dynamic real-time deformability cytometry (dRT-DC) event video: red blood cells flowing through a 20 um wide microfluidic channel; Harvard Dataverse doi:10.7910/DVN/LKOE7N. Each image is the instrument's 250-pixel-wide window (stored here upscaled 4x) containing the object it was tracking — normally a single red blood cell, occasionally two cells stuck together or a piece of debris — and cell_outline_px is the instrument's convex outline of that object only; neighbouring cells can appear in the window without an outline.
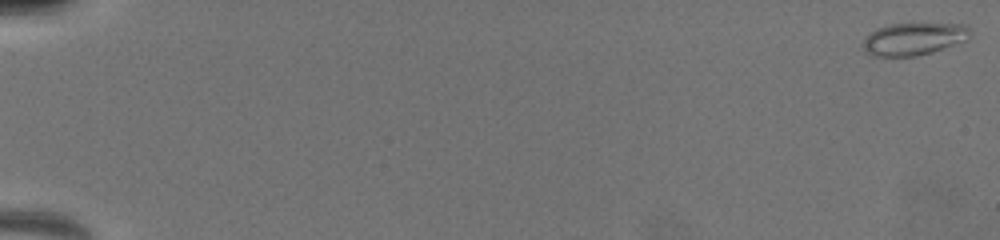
{"species": "common noctule bat (a hibernating species)", "species_latin": "Nyctalus noctula", "temperature_condition": "warm", "stored_images_in_passage": 59, "camera_frame_rate_fps": 3000, "um_per_image_px": 0.085, "animal": {"sex": "female", "body_mass_g": 19.5, "forearm_length_mm": 54.1}, "frame": {"image": 1, "passage_image": 1, "time_ms": 0.0, "image_size_px": [1000, 240], "cell_outline_px": [[968, 32], [964, 40], [932, 52], [916, 56], [868, 56], [864, 52], [860, 44], [876, 28], [892, 24], [964, 24], [968, 28]], "centroid_in_image_um": [77.55, 3.33], "position_along_channel_um": 7.5, "area_um2": 19.88}}
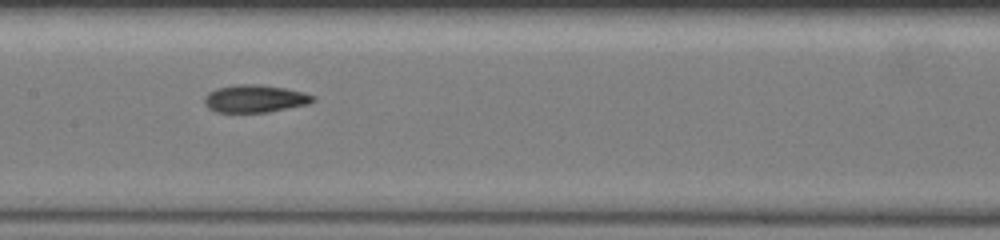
{"frame": {"image": 2, "passage_image": 25, "time_ms": 9.667, "image_size_px": [1000, 240], "cell_outline_px": [[316, 100], [308, 104], [268, 112], [216, 112], [208, 108], [204, 104], [204, 96], [208, 92], [216, 88], [236, 84], [256, 84], [284, 88], [304, 92], [316, 96]], "centroid_in_image_um": [21.65, 8.38], "position_along_channel_um": 185.7, "area_um2": 17.57}}
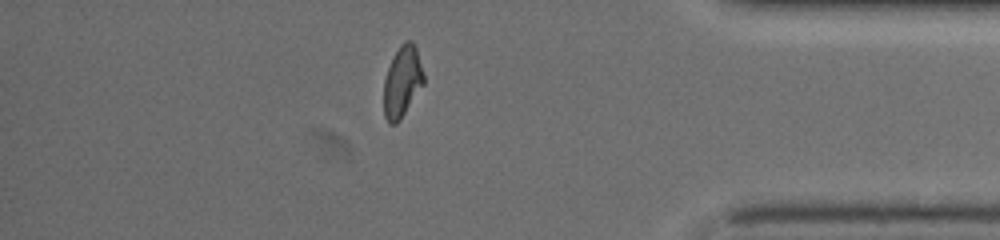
{"frame": {"image": 3, "passage_image": 48, "time_ms": 15.667, "image_size_px": [1000, 240], "cell_outline_px": [[424, 84], [400, 120], [396, 124], [388, 124], [384, 116], [384, 80], [388, 68], [400, 44], [404, 40], [412, 40], [416, 48], [424, 76]], "centroid_in_image_um": [34.19, 6.96], "position_along_channel_um": 401.0, "area_um2": 16.47}, "authors_computed_cell_mechanics": {"area_um2": 16.8776, "velocity_mm_per_s": 4.0026, "shape_relaxation_time_tau1_ms": null, "shape_relaxation_time_tau2_ms": 2.7058, "deformation_change_tau1": null, "deformation_change_tau2": 0.0809}}